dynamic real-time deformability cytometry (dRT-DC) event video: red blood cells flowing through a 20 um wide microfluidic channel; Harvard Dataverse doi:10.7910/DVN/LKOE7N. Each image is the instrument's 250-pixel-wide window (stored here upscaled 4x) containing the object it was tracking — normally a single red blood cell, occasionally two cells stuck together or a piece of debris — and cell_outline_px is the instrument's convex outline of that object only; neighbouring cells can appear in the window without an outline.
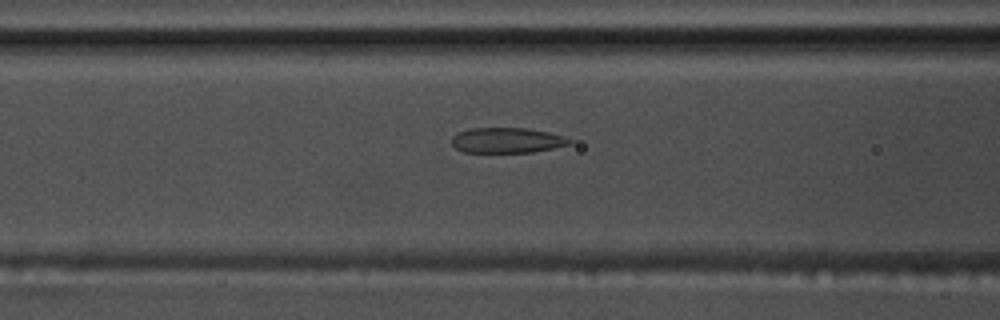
{"species": "common noctule bat (a hibernating species)", "species_latin": "Nyctalus noctula", "temperature_condition": "warm", "stored_images_in_passage": 39, "camera_frame_rate_fps": 3000, "um_per_image_px": 0.085, "animal": {"sex": "male", "body_mass_g": 17.5, "forearm_length_mm": 52.3}, "frame": {"image": 1, "passage_image": 6, "time_ms": 1.667, "image_size_px": [1000, 320], "cell_outline_px": [[572, 144], [532, 152], [464, 152], [456, 148], [452, 144], [452, 136], [456, 132], [472, 128], [528, 128], [548, 132], [564, 136], [572, 140]], "centroid_in_image_um": [43.09, 11.92], "position_along_channel_um": 123.5, "area_um2": 17.4}}
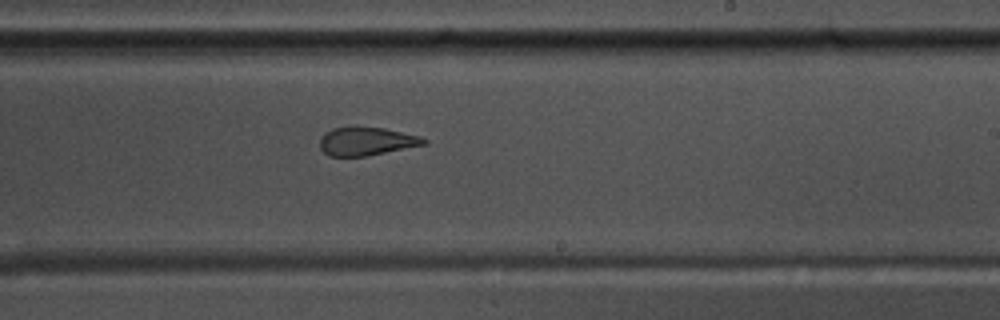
{"frame": {"image": 2, "passage_image": 17, "time_ms": 5.333, "image_size_px": [1000, 320], "cell_outline_px": [[428, 144], [368, 156], [328, 156], [320, 148], [320, 140], [332, 128], [352, 124], [384, 128], [420, 136], [428, 140]], "centroid_in_image_um": [31.17, 11.98], "position_along_channel_um": 257.8, "area_um2": 17.63}}
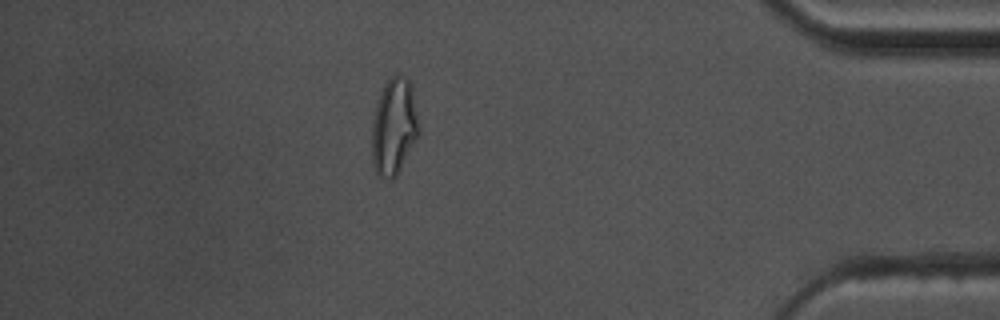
{"frame": {"image": 3, "passage_image": 32, "time_ms": 10.333, "image_size_px": [1000, 320], "cell_outline_px": [[420, 132], [396, 176], [392, 180], [380, 176], [376, 172], [372, 164], [372, 124], [376, 104], [380, 92], [384, 84], [396, 72], [400, 72], [412, 84], [420, 128]], "centroid_in_image_um": [33.49, 10.72], "position_along_channel_um": 401.7, "area_um2": 26.76}, "authors_computed_cell_mechanics": {"area_um2": 17.918, "velocity_mm_per_s": 3.6755, "shape_relaxation_time_tau1_ms": null, "shape_relaxation_time_tau2_ms": 1.8259, "deformation_change_tau1": null, "deformation_change_tau2": 0.0995}}